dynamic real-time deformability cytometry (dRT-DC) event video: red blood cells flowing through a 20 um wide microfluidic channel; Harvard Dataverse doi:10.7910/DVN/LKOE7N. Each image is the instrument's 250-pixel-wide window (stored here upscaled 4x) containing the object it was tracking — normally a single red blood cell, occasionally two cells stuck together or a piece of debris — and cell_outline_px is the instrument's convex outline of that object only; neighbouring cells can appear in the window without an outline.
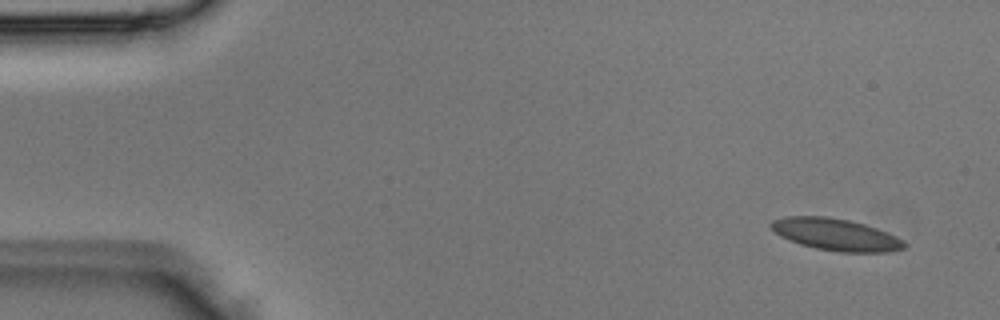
{"species": "Egyptian fruit bat (a non-hibernating species)", "species_latin": "Rousettus aegyptiacus", "temperature_condition": "room temperature", "stored_images_in_passage": 3, "camera_frame_rate_fps": 3000, "um_per_image_px": 0.085, "animal": {"sex": "male"}, "frame": {"image": 1, "passage_image": 3, "time_ms": 0.667, "image_size_px": [1000, 320], "cell_outline_px": [[908, 244], [904, 248], [888, 252], [840, 252], [816, 248], [800, 244], [780, 236], [768, 224], [772, 220], [784, 216], [828, 216], [852, 220], [876, 228], [896, 236], [904, 240]], "centroid_in_image_um": [71.05, 19.92], "position_along_channel_um": 13.9, "area_um2": 24.91}}